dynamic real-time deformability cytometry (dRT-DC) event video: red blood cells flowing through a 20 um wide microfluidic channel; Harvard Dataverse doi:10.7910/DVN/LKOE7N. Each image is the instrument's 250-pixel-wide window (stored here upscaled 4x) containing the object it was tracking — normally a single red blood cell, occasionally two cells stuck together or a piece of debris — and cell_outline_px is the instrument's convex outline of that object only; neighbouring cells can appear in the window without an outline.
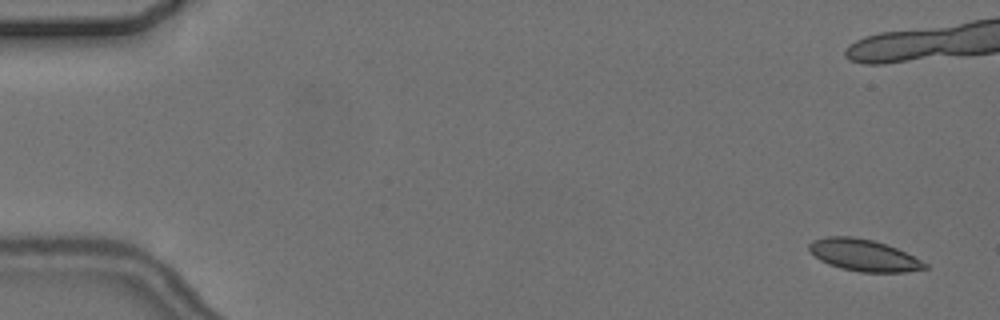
{"species": "common noctule bat (a hibernating species)", "species_latin": "Nyctalus noctula", "temperature_condition": "cold", "stored_images_in_passage": 7, "camera_frame_rate_fps": 3000, "um_per_image_px": 0.085, "animal": {"sex": "female", "body_mass_g": 24.6, "forearm_length_mm": 56.2}, "frame": {"image": 1, "passage_image": 1, "time_ms": 0.0, "image_size_px": [1000, 320], "cell_outline_px": [[928, 268], [904, 272], [860, 272], [840, 268], [828, 264], [820, 260], [808, 248], [808, 244], [812, 240], [824, 236], [852, 236], [872, 240], [896, 248], [928, 264]], "centroid_in_image_um": [73.38, 21.69], "position_along_channel_um": 11.6, "area_um2": 21.27}}